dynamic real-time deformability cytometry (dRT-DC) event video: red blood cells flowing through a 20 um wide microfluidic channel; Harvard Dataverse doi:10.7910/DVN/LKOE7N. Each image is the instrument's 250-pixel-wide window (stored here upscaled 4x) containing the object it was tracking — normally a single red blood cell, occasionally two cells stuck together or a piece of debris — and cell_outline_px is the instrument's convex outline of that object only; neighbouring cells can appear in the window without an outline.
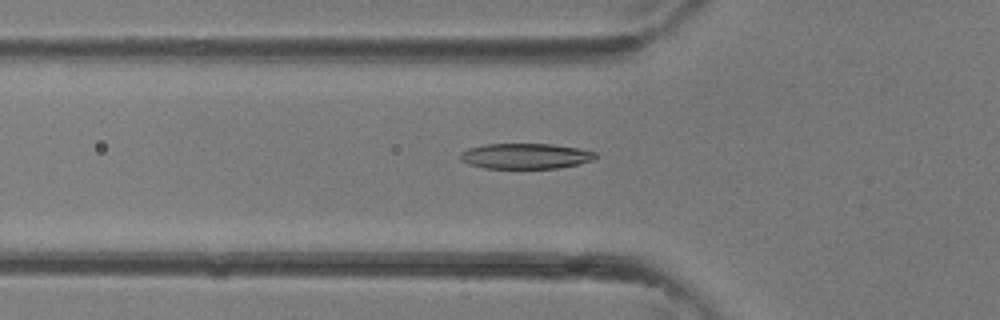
{"species": "common noctule bat (a hibernating species)", "species_latin": "Nyctalus noctula", "temperature_condition": "room temperature", "stored_images_in_passage": 35, "camera_frame_rate_fps": 3000, "um_per_image_px": 0.085, "animal": {"sex": "female"}, "frame": {"image": 1, "passage_image": 12, "time_ms": 3.667, "image_size_px": [1000, 320], "cell_outline_px": [[596, 156], [592, 160], [580, 164], [556, 168], [484, 168], [468, 164], [460, 160], [460, 152], [468, 148], [484, 144], [552, 144], [576, 148], [596, 152]], "centroid_in_image_um": [44.63, 13.26], "position_along_channel_um": 81.2, "area_um2": 20.06}}
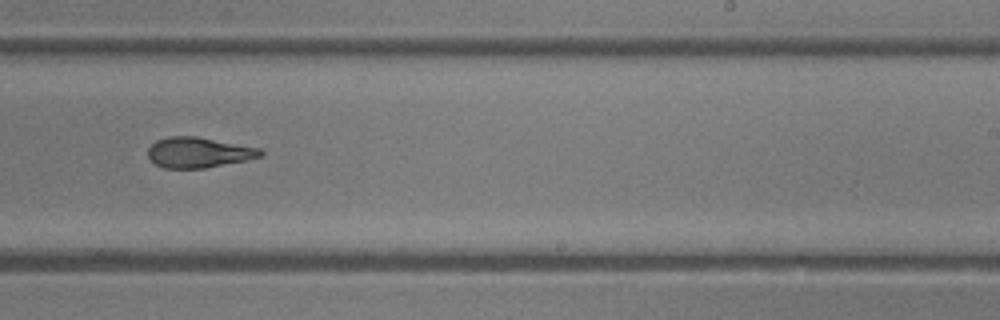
{"frame": {"image": 2, "passage_image": 22, "time_ms": 7.0, "image_size_px": [1000, 320], "cell_outline_px": [[264, 152], [260, 156], [244, 160], [204, 168], [164, 168], [156, 164], [148, 156], [148, 148], [156, 140], [168, 136], [196, 136], [260, 148]], "centroid_in_image_um": [16.84, 12.95], "position_along_channel_um": 272.2, "area_um2": 19.71}}
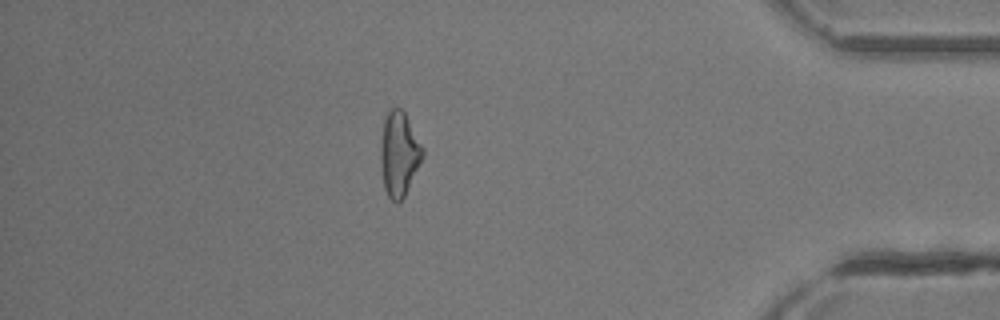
{"frame": {"image": 3, "passage_image": 31, "time_ms": 10.0, "image_size_px": [1000, 320], "cell_outline_px": [[424, 156], [404, 196], [396, 204], [388, 196], [384, 188], [380, 160], [380, 144], [384, 120], [388, 108], [400, 108], [404, 112], [424, 148]], "centroid_in_image_um": [33.92, 13.07], "position_along_channel_um": 401.3, "area_um2": 20.69}}